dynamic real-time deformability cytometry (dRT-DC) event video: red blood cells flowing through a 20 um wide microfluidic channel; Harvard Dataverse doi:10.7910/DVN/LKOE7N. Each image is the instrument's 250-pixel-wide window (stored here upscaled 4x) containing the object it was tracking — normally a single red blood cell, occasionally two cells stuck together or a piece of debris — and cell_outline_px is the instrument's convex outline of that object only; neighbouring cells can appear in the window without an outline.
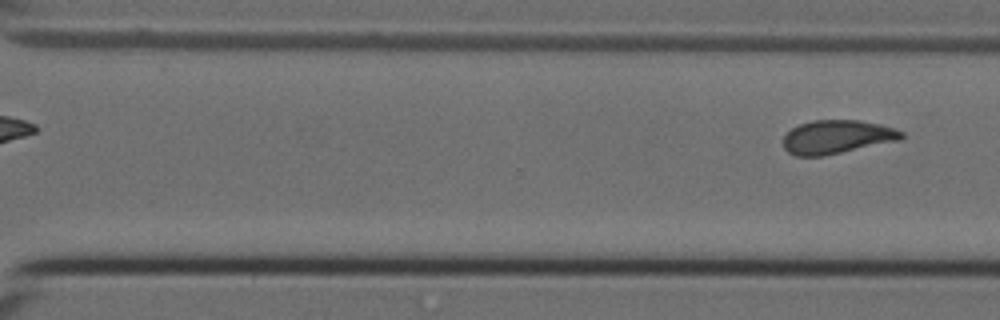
{"species": "Egyptian fruit bat (a non-hibernating species)", "species_latin": "Rousettus aegyptiacus", "temperature_condition": "cold", "stored_images_in_passage": 11, "segment_of_instrument_passage": [2, 2], "camera_frame_rate_fps": 3000, "um_per_image_px": 0.085, "animal": {"sex": "female"}, "frame": {"image": 1, "passage_image": 11, "time_ms": 3.333, "image_size_px": [1000, 320], "cell_outline_px": [[904, 136], [900, 140], [824, 156], [796, 156], [788, 152], [784, 148], [784, 136], [792, 128], [800, 124], [812, 120], [860, 120], [880, 124], [904, 132]], "centroid_in_image_um": [71.14, 11.64], "position_along_channel_um": 299.5, "area_um2": 23.12}}